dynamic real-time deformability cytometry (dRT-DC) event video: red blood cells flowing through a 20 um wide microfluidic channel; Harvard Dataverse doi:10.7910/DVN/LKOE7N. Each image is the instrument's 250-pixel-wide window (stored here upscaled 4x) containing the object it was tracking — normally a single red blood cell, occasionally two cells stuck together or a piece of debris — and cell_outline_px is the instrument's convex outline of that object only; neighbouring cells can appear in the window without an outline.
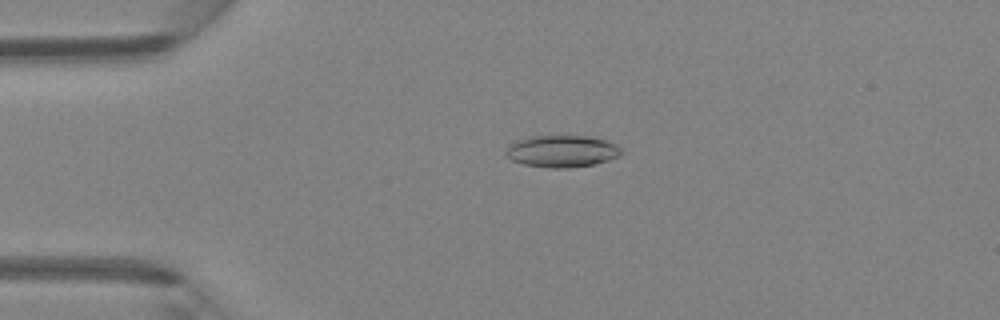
{"species": "Egyptian fruit bat (a non-hibernating species)", "species_latin": "Rousettus aegyptiacus", "temperature_condition": "room temperature", "stored_images_in_passage": 46, "camera_frame_rate_fps": 3000, "um_per_image_px": 0.085, "animal": {"sex": "female"}, "frame": {"image": 1, "passage_image": 11, "time_ms": 3.333, "image_size_px": [1000, 320], "cell_outline_px": [[624, 152], [620, 156], [608, 160], [592, 164], [568, 168], [548, 168], [524, 164], [512, 160], [508, 156], [508, 148], [516, 140], [532, 136], [588, 136], [608, 140], [616, 144]], "centroid_in_image_um": [47.83, 12.85], "position_along_channel_um": 37.2, "area_um2": 21.33}}
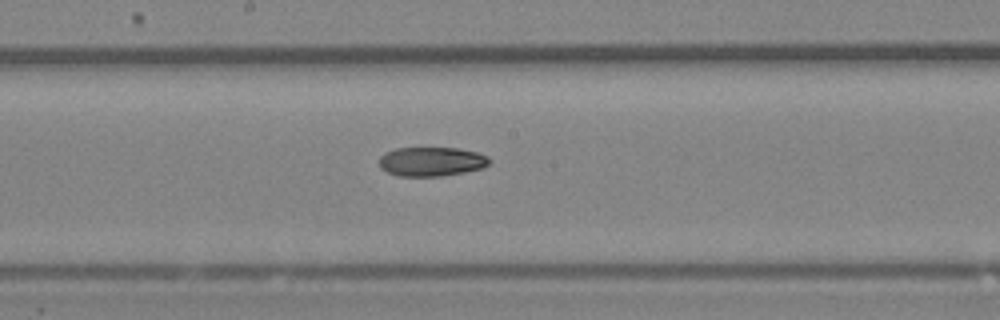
{"frame": {"image": 2, "passage_image": 25, "time_ms": 8.0, "image_size_px": [1000, 320], "cell_outline_px": [[492, 160], [484, 168], [464, 172], [440, 176], [396, 176], [380, 168], [380, 156], [384, 152], [396, 148], [456, 148], [476, 152], [488, 156]], "centroid_in_image_um": [36.67, 13.73], "position_along_channel_um": 211.5, "area_um2": 18.84}}
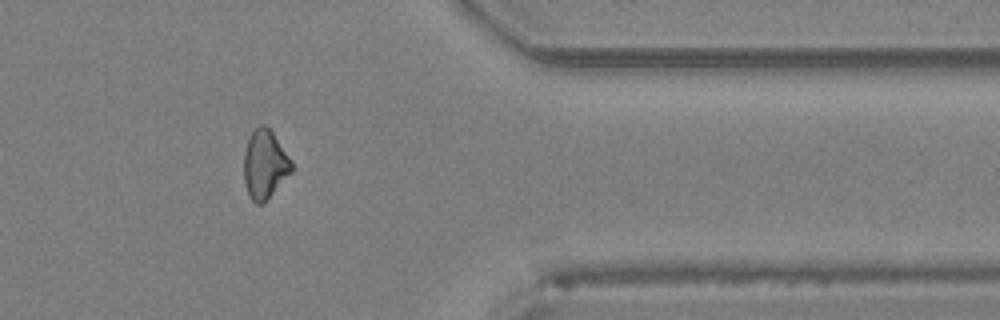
{"frame": {"image": 3, "passage_image": 38, "time_ms": 12.333, "image_size_px": [1000, 320], "cell_outline_px": [[292, 172], [260, 204], [256, 204], [252, 200], [244, 184], [244, 152], [248, 136], [260, 124], [264, 124], [272, 132], [292, 160]], "centroid_in_image_um": [22.49, 13.93], "position_along_channel_um": 388.9, "area_um2": 18.79}}